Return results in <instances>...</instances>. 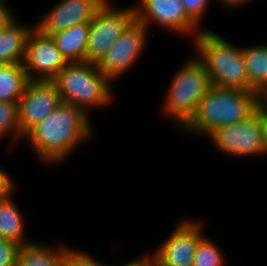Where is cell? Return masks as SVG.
I'll return each mask as SVG.
<instances>
[{
    "label": "cell",
    "instance_id": "obj_21",
    "mask_svg": "<svg viewBox=\"0 0 267 266\" xmlns=\"http://www.w3.org/2000/svg\"><path fill=\"white\" fill-rule=\"evenodd\" d=\"M8 135L11 144L20 140L18 103L0 101V140Z\"/></svg>",
    "mask_w": 267,
    "mask_h": 266
},
{
    "label": "cell",
    "instance_id": "obj_32",
    "mask_svg": "<svg viewBox=\"0 0 267 266\" xmlns=\"http://www.w3.org/2000/svg\"><path fill=\"white\" fill-rule=\"evenodd\" d=\"M8 0H0V2L7 3Z\"/></svg>",
    "mask_w": 267,
    "mask_h": 266
},
{
    "label": "cell",
    "instance_id": "obj_16",
    "mask_svg": "<svg viewBox=\"0 0 267 266\" xmlns=\"http://www.w3.org/2000/svg\"><path fill=\"white\" fill-rule=\"evenodd\" d=\"M68 248L66 244L52 247L33 241L20 247L17 266H62Z\"/></svg>",
    "mask_w": 267,
    "mask_h": 266
},
{
    "label": "cell",
    "instance_id": "obj_31",
    "mask_svg": "<svg viewBox=\"0 0 267 266\" xmlns=\"http://www.w3.org/2000/svg\"><path fill=\"white\" fill-rule=\"evenodd\" d=\"M118 266V264H116ZM119 266H140L134 259L130 262H126V264H122Z\"/></svg>",
    "mask_w": 267,
    "mask_h": 266
},
{
    "label": "cell",
    "instance_id": "obj_6",
    "mask_svg": "<svg viewBox=\"0 0 267 266\" xmlns=\"http://www.w3.org/2000/svg\"><path fill=\"white\" fill-rule=\"evenodd\" d=\"M115 7L111 0H106L90 22L85 62L97 65L135 19L133 5L127 8Z\"/></svg>",
    "mask_w": 267,
    "mask_h": 266
},
{
    "label": "cell",
    "instance_id": "obj_15",
    "mask_svg": "<svg viewBox=\"0 0 267 266\" xmlns=\"http://www.w3.org/2000/svg\"><path fill=\"white\" fill-rule=\"evenodd\" d=\"M89 31L90 22H85L51 35L67 63L85 62Z\"/></svg>",
    "mask_w": 267,
    "mask_h": 266
},
{
    "label": "cell",
    "instance_id": "obj_18",
    "mask_svg": "<svg viewBox=\"0 0 267 266\" xmlns=\"http://www.w3.org/2000/svg\"><path fill=\"white\" fill-rule=\"evenodd\" d=\"M249 91L260 95L267 89V45L242 47Z\"/></svg>",
    "mask_w": 267,
    "mask_h": 266
},
{
    "label": "cell",
    "instance_id": "obj_12",
    "mask_svg": "<svg viewBox=\"0 0 267 266\" xmlns=\"http://www.w3.org/2000/svg\"><path fill=\"white\" fill-rule=\"evenodd\" d=\"M66 64L52 36L34 26L27 38L23 60L28 80L52 81Z\"/></svg>",
    "mask_w": 267,
    "mask_h": 266
},
{
    "label": "cell",
    "instance_id": "obj_9",
    "mask_svg": "<svg viewBox=\"0 0 267 266\" xmlns=\"http://www.w3.org/2000/svg\"><path fill=\"white\" fill-rule=\"evenodd\" d=\"M186 219V220H185ZM182 219L164 238L153 253L148 255L160 266H192L196 247L204 236L203 222Z\"/></svg>",
    "mask_w": 267,
    "mask_h": 266
},
{
    "label": "cell",
    "instance_id": "obj_24",
    "mask_svg": "<svg viewBox=\"0 0 267 266\" xmlns=\"http://www.w3.org/2000/svg\"><path fill=\"white\" fill-rule=\"evenodd\" d=\"M20 245L0 237V266H17Z\"/></svg>",
    "mask_w": 267,
    "mask_h": 266
},
{
    "label": "cell",
    "instance_id": "obj_4",
    "mask_svg": "<svg viewBox=\"0 0 267 266\" xmlns=\"http://www.w3.org/2000/svg\"><path fill=\"white\" fill-rule=\"evenodd\" d=\"M52 81L62 102L78 106L88 115L92 108L109 106L114 100L112 82L93 63H67Z\"/></svg>",
    "mask_w": 267,
    "mask_h": 266
},
{
    "label": "cell",
    "instance_id": "obj_26",
    "mask_svg": "<svg viewBox=\"0 0 267 266\" xmlns=\"http://www.w3.org/2000/svg\"><path fill=\"white\" fill-rule=\"evenodd\" d=\"M259 117L261 120L262 140L265 154H267V108L259 104Z\"/></svg>",
    "mask_w": 267,
    "mask_h": 266
},
{
    "label": "cell",
    "instance_id": "obj_19",
    "mask_svg": "<svg viewBox=\"0 0 267 266\" xmlns=\"http://www.w3.org/2000/svg\"><path fill=\"white\" fill-rule=\"evenodd\" d=\"M28 81L23 64H0V101L18 103Z\"/></svg>",
    "mask_w": 267,
    "mask_h": 266
},
{
    "label": "cell",
    "instance_id": "obj_29",
    "mask_svg": "<svg viewBox=\"0 0 267 266\" xmlns=\"http://www.w3.org/2000/svg\"><path fill=\"white\" fill-rule=\"evenodd\" d=\"M140 266H160L147 253L134 259Z\"/></svg>",
    "mask_w": 267,
    "mask_h": 266
},
{
    "label": "cell",
    "instance_id": "obj_8",
    "mask_svg": "<svg viewBox=\"0 0 267 266\" xmlns=\"http://www.w3.org/2000/svg\"><path fill=\"white\" fill-rule=\"evenodd\" d=\"M207 138L219 151L231 157L262 156L265 154L262 140L259 105L248 119L236 124L224 125L212 131Z\"/></svg>",
    "mask_w": 267,
    "mask_h": 266
},
{
    "label": "cell",
    "instance_id": "obj_25",
    "mask_svg": "<svg viewBox=\"0 0 267 266\" xmlns=\"http://www.w3.org/2000/svg\"><path fill=\"white\" fill-rule=\"evenodd\" d=\"M12 180L13 178L0 167V199L6 198L15 192V183Z\"/></svg>",
    "mask_w": 267,
    "mask_h": 266
},
{
    "label": "cell",
    "instance_id": "obj_27",
    "mask_svg": "<svg viewBox=\"0 0 267 266\" xmlns=\"http://www.w3.org/2000/svg\"><path fill=\"white\" fill-rule=\"evenodd\" d=\"M15 17L6 3L0 2V32Z\"/></svg>",
    "mask_w": 267,
    "mask_h": 266
},
{
    "label": "cell",
    "instance_id": "obj_17",
    "mask_svg": "<svg viewBox=\"0 0 267 266\" xmlns=\"http://www.w3.org/2000/svg\"><path fill=\"white\" fill-rule=\"evenodd\" d=\"M12 195L13 193L0 199V237L23 246L33 241L25 238L26 228L23 214L14 203Z\"/></svg>",
    "mask_w": 267,
    "mask_h": 266
},
{
    "label": "cell",
    "instance_id": "obj_2",
    "mask_svg": "<svg viewBox=\"0 0 267 266\" xmlns=\"http://www.w3.org/2000/svg\"><path fill=\"white\" fill-rule=\"evenodd\" d=\"M259 104L257 92L212 86L182 131L187 135L207 137L218 127L248 119Z\"/></svg>",
    "mask_w": 267,
    "mask_h": 266
},
{
    "label": "cell",
    "instance_id": "obj_14",
    "mask_svg": "<svg viewBox=\"0 0 267 266\" xmlns=\"http://www.w3.org/2000/svg\"><path fill=\"white\" fill-rule=\"evenodd\" d=\"M35 25H24L14 17L0 32V64H23L28 35Z\"/></svg>",
    "mask_w": 267,
    "mask_h": 266
},
{
    "label": "cell",
    "instance_id": "obj_28",
    "mask_svg": "<svg viewBox=\"0 0 267 266\" xmlns=\"http://www.w3.org/2000/svg\"><path fill=\"white\" fill-rule=\"evenodd\" d=\"M249 1L251 2V0H218V2H220L219 5L222 6L223 4V7L226 6L228 8H236L242 5H246L245 3H248Z\"/></svg>",
    "mask_w": 267,
    "mask_h": 266
},
{
    "label": "cell",
    "instance_id": "obj_11",
    "mask_svg": "<svg viewBox=\"0 0 267 266\" xmlns=\"http://www.w3.org/2000/svg\"><path fill=\"white\" fill-rule=\"evenodd\" d=\"M135 19L149 29V25L156 24L170 32L191 35L192 41L202 31L186 15L179 0H140L133 5Z\"/></svg>",
    "mask_w": 267,
    "mask_h": 266
},
{
    "label": "cell",
    "instance_id": "obj_7",
    "mask_svg": "<svg viewBox=\"0 0 267 266\" xmlns=\"http://www.w3.org/2000/svg\"><path fill=\"white\" fill-rule=\"evenodd\" d=\"M149 29L134 19L107 50L97 67L111 81L123 77L141 59L149 41Z\"/></svg>",
    "mask_w": 267,
    "mask_h": 266
},
{
    "label": "cell",
    "instance_id": "obj_5",
    "mask_svg": "<svg viewBox=\"0 0 267 266\" xmlns=\"http://www.w3.org/2000/svg\"><path fill=\"white\" fill-rule=\"evenodd\" d=\"M163 101V115L181 129L191 120L199 102L213 86L205 64L191 57L175 72Z\"/></svg>",
    "mask_w": 267,
    "mask_h": 266
},
{
    "label": "cell",
    "instance_id": "obj_13",
    "mask_svg": "<svg viewBox=\"0 0 267 266\" xmlns=\"http://www.w3.org/2000/svg\"><path fill=\"white\" fill-rule=\"evenodd\" d=\"M106 0H60L35 22L43 34L51 36L68 28L91 22Z\"/></svg>",
    "mask_w": 267,
    "mask_h": 266
},
{
    "label": "cell",
    "instance_id": "obj_20",
    "mask_svg": "<svg viewBox=\"0 0 267 266\" xmlns=\"http://www.w3.org/2000/svg\"><path fill=\"white\" fill-rule=\"evenodd\" d=\"M192 266H225L226 258L220 246L205 235L200 239Z\"/></svg>",
    "mask_w": 267,
    "mask_h": 266
},
{
    "label": "cell",
    "instance_id": "obj_30",
    "mask_svg": "<svg viewBox=\"0 0 267 266\" xmlns=\"http://www.w3.org/2000/svg\"><path fill=\"white\" fill-rule=\"evenodd\" d=\"M260 103L267 108V89L260 95Z\"/></svg>",
    "mask_w": 267,
    "mask_h": 266
},
{
    "label": "cell",
    "instance_id": "obj_22",
    "mask_svg": "<svg viewBox=\"0 0 267 266\" xmlns=\"http://www.w3.org/2000/svg\"><path fill=\"white\" fill-rule=\"evenodd\" d=\"M186 15L202 30L201 22L207 12L209 1L212 0H179Z\"/></svg>",
    "mask_w": 267,
    "mask_h": 266
},
{
    "label": "cell",
    "instance_id": "obj_10",
    "mask_svg": "<svg viewBox=\"0 0 267 266\" xmlns=\"http://www.w3.org/2000/svg\"><path fill=\"white\" fill-rule=\"evenodd\" d=\"M61 102L53 81L29 80L18 101L20 141Z\"/></svg>",
    "mask_w": 267,
    "mask_h": 266
},
{
    "label": "cell",
    "instance_id": "obj_23",
    "mask_svg": "<svg viewBox=\"0 0 267 266\" xmlns=\"http://www.w3.org/2000/svg\"><path fill=\"white\" fill-rule=\"evenodd\" d=\"M65 266H114L107 265L106 263H100V261L93 258L92 255L85 251H80L78 249H73V247H69L67 251V255L64 262Z\"/></svg>",
    "mask_w": 267,
    "mask_h": 266
},
{
    "label": "cell",
    "instance_id": "obj_3",
    "mask_svg": "<svg viewBox=\"0 0 267 266\" xmlns=\"http://www.w3.org/2000/svg\"><path fill=\"white\" fill-rule=\"evenodd\" d=\"M192 44L196 55L205 64L213 86L249 91L242 46L238 47L221 34L205 28Z\"/></svg>",
    "mask_w": 267,
    "mask_h": 266
},
{
    "label": "cell",
    "instance_id": "obj_1",
    "mask_svg": "<svg viewBox=\"0 0 267 266\" xmlns=\"http://www.w3.org/2000/svg\"><path fill=\"white\" fill-rule=\"evenodd\" d=\"M90 118L80 107L61 102L23 139L30 143L40 161L58 165L69 158L81 142L91 138L94 126Z\"/></svg>",
    "mask_w": 267,
    "mask_h": 266
}]
</instances>
